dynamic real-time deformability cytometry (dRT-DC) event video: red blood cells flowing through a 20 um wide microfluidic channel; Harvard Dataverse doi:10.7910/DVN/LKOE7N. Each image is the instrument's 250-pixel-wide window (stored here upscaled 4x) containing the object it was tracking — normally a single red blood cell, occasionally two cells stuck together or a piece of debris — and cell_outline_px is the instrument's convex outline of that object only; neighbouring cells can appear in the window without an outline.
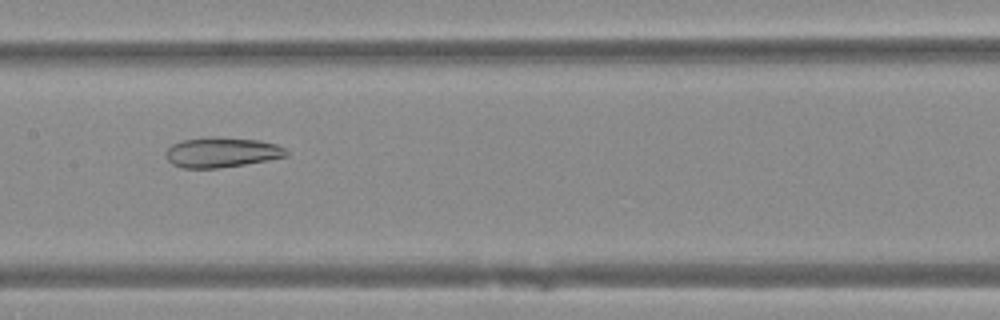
{"species": "Egyptian fruit bat (a non-hibernating species)", "species_latin": "Rousettus aegyptiacus", "temperature_condition": "warm", "stored_images_in_passage": 51, "camera_frame_rate_fps": 3000, "um_per_image_px": 0.085, "animal": {"sex": "female"}, "frame": {"image": 1, "passage_image": 26, "time_ms": 8.333, "image_size_px": [1000, 320], "cell_outline_px": [[288, 156], [268, 160], [244, 164], [216, 168], [180, 168], [172, 164], [168, 160], [164, 152], [172, 144], [184, 140], [204, 136], [216, 136], [260, 140], [276, 144], [284, 148], [288, 152]], "centroid_in_image_um": [18.82, 12.93], "position_along_channel_um": 188.6, "area_um2": 21.33}}
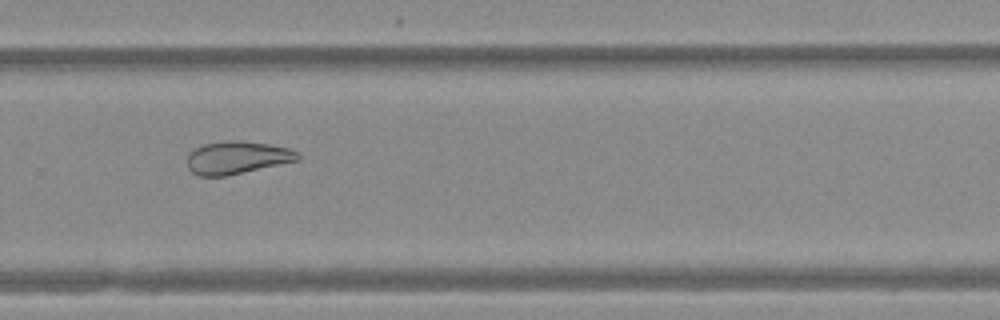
{"frame": {"image": 2, "passage_image": 35, "time_ms": 11.333, "image_size_px": [1000, 320], "cell_outline_px": [[300, 160], [228, 176], [200, 176], [192, 172], [188, 168], [188, 152], [204, 144], [228, 140], [240, 140], [268, 144], [288, 148], [300, 152]], "centroid_in_image_um": [20.17, 13.4], "position_along_channel_um": 309.6, "area_um2": 21.27}}
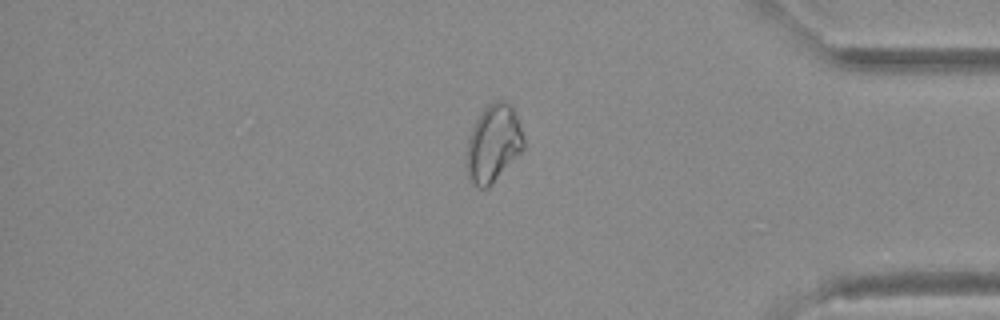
{"frame": {"image": 3, "passage_image": 43, "time_ms": 14.0, "image_size_px": [1000, 320], "cell_outline_px": [[524, 148], [488, 188], [480, 188], [468, 176], [468, 136], [480, 112], [492, 100], [500, 100], [508, 104], [512, 108], [516, 116], [524, 140]], "centroid_in_image_um": [41.93, 12.16], "position_along_channel_um": 393.3, "area_um2": 25.03}}